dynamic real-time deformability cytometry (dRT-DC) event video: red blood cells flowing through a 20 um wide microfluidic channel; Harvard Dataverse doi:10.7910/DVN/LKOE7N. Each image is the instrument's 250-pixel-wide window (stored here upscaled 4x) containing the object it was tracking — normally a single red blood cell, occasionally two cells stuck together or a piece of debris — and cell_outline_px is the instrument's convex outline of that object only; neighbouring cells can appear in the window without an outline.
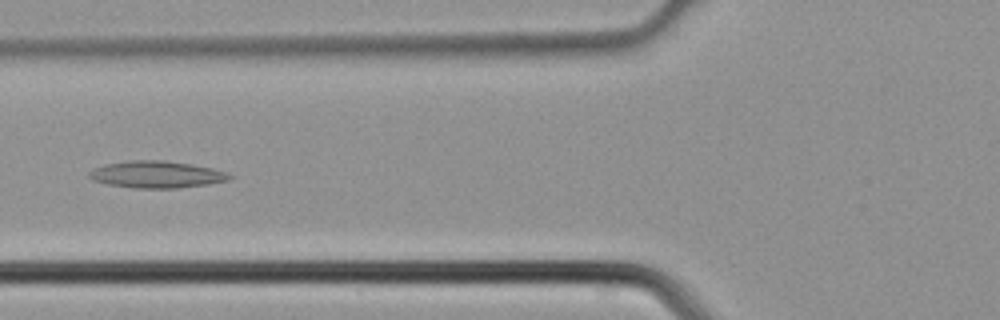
{"species": "common noctule bat (a hibernating species)", "species_latin": "Nyctalus noctula", "temperature_condition": "cold", "stored_images_in_passage": 4, "camera_frame_rate_fps": 3000, "um_per_image_px": 0.085, "animal": {"sex": "male", "body_mass_g": 21.5, "forearm_length_mm": 52.0}, "frame": {"image": 1, "passage_image": 4, "time_ms": 1.0, "image_size_px": [1000, 320], "cell_outline_px": [[236, 176], [228, 180], [208, 184], [176, 188], [132, 188], [108, 184], [92, 180], [88, 176], [88, 172], [104, 164], [128, 160], [164, 160], [192, 164], [212, 168], [228, 172]], "centroid_in_image_um": [13.33, 14.82], "position_along_channel_um": 112.5, "area_um2": 22.2}}